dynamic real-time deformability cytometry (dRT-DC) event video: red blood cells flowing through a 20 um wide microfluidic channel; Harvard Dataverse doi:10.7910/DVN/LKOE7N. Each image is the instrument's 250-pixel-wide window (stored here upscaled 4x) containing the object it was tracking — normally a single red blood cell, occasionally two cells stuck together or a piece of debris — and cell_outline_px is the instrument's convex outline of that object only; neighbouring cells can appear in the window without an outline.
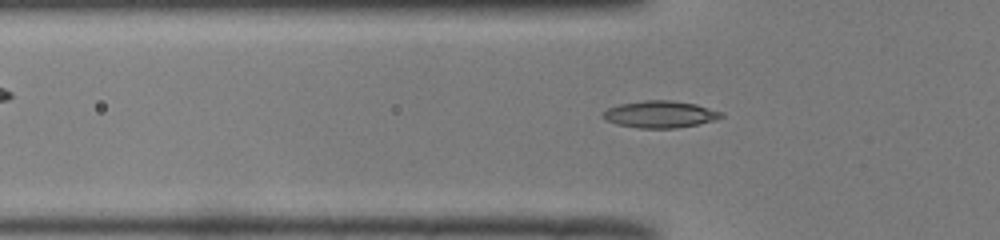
{"species": "common noctule bat (a hibernating species)", "species_latin": "Nyctalus noctula", "temperature_condition": "room temperature", "stored_images_in_passage": 31, "camera_frame_rate_fps": 3000, "um_per_image_px": 0.085, "animal": {"sex": "male", "body_mass_g": 19.0, "forearm_length_mm": 50.8}, "frame": {"image": 1, "passage_image": 2, "time_ms": 0.333, "image_size_px": [1000, 240], "cell_outline_px": [[724, 116], [716, 120], [676, 128], [640, 128], [616, 124], [604, 120], [600, 116], [608, 108], [620, 104], [644, 100], [672, 100], [696, 104], [724, 112]], "centroid_in_image_um": [56.11, 9.71], "position_along_channel_um": 69.7, "area_um2": 18.67}}
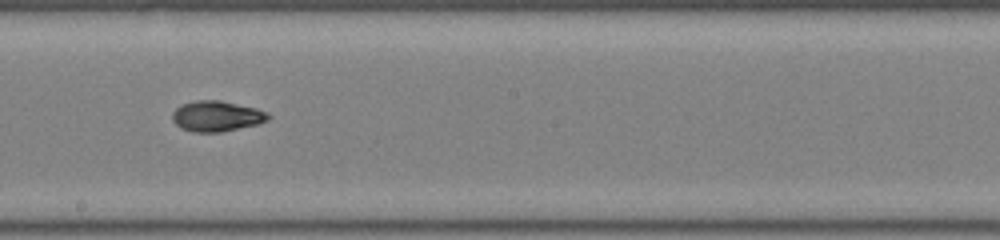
{"frame": {"image": 2, "passage_image": 14, "time_ms": 4.333, "image_size_px": [1000, 240], "cell_outline_px": [[272, 116], [268, 120], [256, 124], [220, 132], [192, 132], [180, 128], [172, 120], [172, 112], [180, 104], [196, 100], [220, 100], [256, 108], [268, 112]], "centroid_in_image_um": [18.39, 9.86], "position_along_channel_um": 229.8, "area_um2": 17.17}}
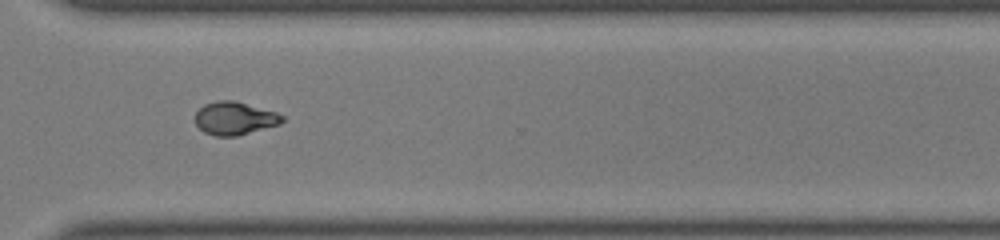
{"frame": {"image": 3, "passage_image": 23, "time_ms": 7.333, "image_size_px": [1000, 240], "cell_outline_px": [[284, 120], [280, 124], [236, 136], [216, 136], [204, 132], [196, 124], [196, 112], [204, 104], [220, 100], [232, 100], [276, 112], [284, 116]], "centroid_in_image_um": [19.95, 10.06], "position_along_channel_um": 350.7, "area_um2": 16.53}, "authors_computed_cell_mechanics": {"area_um2": 16.7042, "velocity_mm_per_s": 4.0085, "shape_relaxation_time_tau1_ms": null, "shape_relaxation_time_tau2_ms": 2.273, "deformation_change_tau1": null, "deformation_change_tau2": 0.068}}